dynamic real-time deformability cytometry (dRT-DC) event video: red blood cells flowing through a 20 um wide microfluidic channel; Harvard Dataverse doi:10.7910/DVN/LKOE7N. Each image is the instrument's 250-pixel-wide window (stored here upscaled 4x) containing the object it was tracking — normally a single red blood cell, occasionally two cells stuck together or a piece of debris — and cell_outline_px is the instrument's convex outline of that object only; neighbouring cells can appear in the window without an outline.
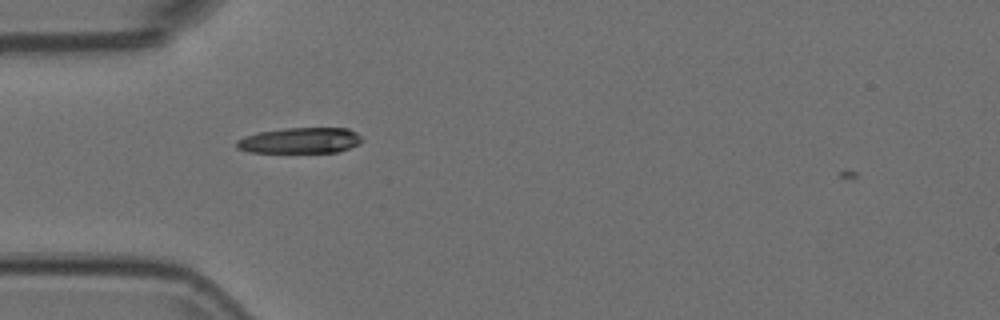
{"species": "Egyptian fruit bat (a non-hibernating species)", "species_latin": "Rousettus aegyptiacus", "temperature_condition": "room temperature", "stored_images_in_passage": 4, "camera_frame_rate_fps": 3000, "um_per_image_px": 0.085, "animal": {"sex": "female"}, "frame": {"image": 1, "passage_image": 3, "time_ms": 0.667, "image_size_px": [1000, 320], "cell_outline_px": [[364, 140], [360, 144], [336, 152], [248, 152], [236, 148], [236, 140], [244, 136], [260, 132], [288, 128], [348, 128], [356, 132]], "centroid_in_image_um": [25.51, 11.94], "position_along_channel_um": 59.5, "area_um2": 18.79}}